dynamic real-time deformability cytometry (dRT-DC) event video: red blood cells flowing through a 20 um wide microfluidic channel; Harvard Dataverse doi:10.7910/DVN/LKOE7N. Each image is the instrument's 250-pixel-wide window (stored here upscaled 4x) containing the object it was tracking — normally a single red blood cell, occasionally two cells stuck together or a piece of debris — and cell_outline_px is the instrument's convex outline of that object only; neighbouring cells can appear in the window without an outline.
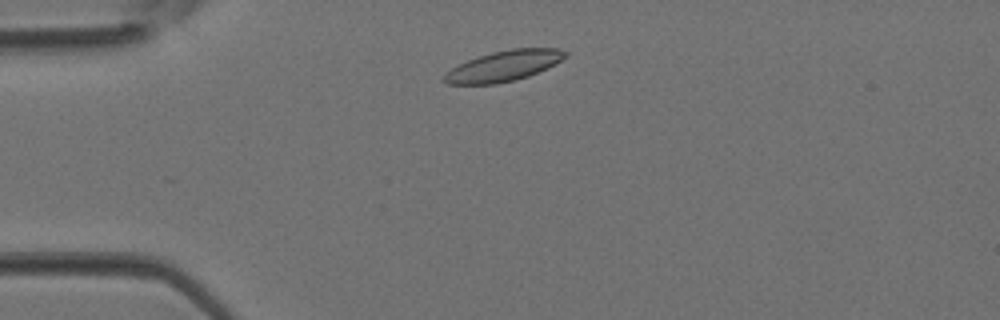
{"species": "Egyptian fruit bat (a non-hibernating species)", "species_latin": "Rousettus aegyptiacus", "temperature_condition": "room temperature", "stored_images_in_passage": 2, "camera_frame_rate_fps": 3000, "um_per_image_px": 0.085, "animal": {"sex": "female"}, "frame": {"image": 1, "passage_image": 1, "time_ms": 0.0, "image_size_px": [1000, 320], "cell_outline_px": [[568, 56], [528, 76], [516, 80], [496, 84], [448, 84], [440, 80], [452, 68], [468, 60], [492, 52], [512, 48], [560, 48], [568, 52]], "centroid_in_image_um": [42.81, 5.6], "position_along_channel_um": 42.2, "area_um2": 21.27}}